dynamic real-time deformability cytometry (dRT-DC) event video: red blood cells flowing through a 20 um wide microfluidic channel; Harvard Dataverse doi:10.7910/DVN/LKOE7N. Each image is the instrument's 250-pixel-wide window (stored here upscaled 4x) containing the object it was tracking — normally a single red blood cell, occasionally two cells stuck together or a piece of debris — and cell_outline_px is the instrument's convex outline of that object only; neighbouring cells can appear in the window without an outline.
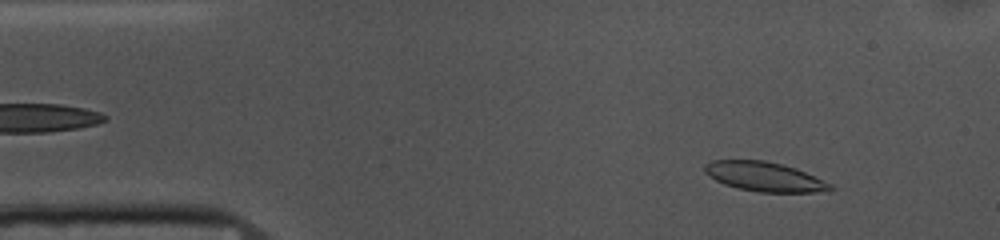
{"species": "common noctule bat (a hibernating species)", "species_latin": "Nyctalus noctula", "temperature_condition": "cold", "stored_images_in_passage": 52, "camera_frame_rate_fps": 3000, "um_per_image_px": 0.085, "animal": {"sex": "female", "body_mass_g": 10.0, "forearm_length_mm": 53.1}, "frame": {"image": 1, "passage_image": 5, "time_ms": 1.333, "image_size_px": [1000, 240], "cell_outline_px": [[836, 188], [812, 192], [760, 192], [740, 188], [724, 184], [708, 176], [704, 172], [704, 164], [712, 160], [764, 160], [796, 168], [832, 184]], "centroid_in_image_um": [64.94, 15.01], "position_along_channel_um": 20.1, "area_um2": 21.33}}
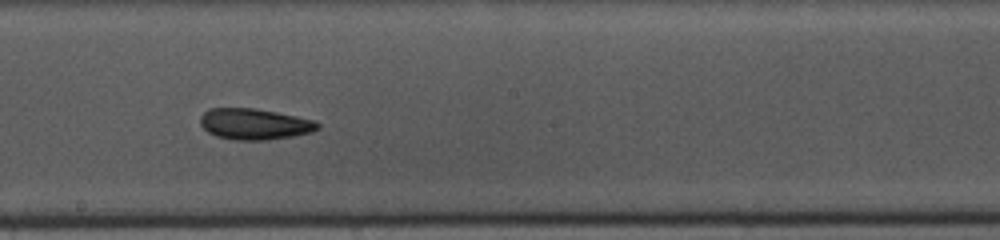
{"frame": {"image": 2, "passage_image": 27, "time_ms": 8.667, "image_size_px": [1000, 240], "cell_outline_px": [[320, 128], [312, 132], [292, 136], [268, 140], [232, 140], [216, 136], [208, 132], [200, 124], [200, 116], [208, 108], [256, 108], [316, 120], [320, 124]], "centroid_in_image_um": [21.64, 10.54], "position_along_channel_um": 226.6, "area_um2": 21.44}}
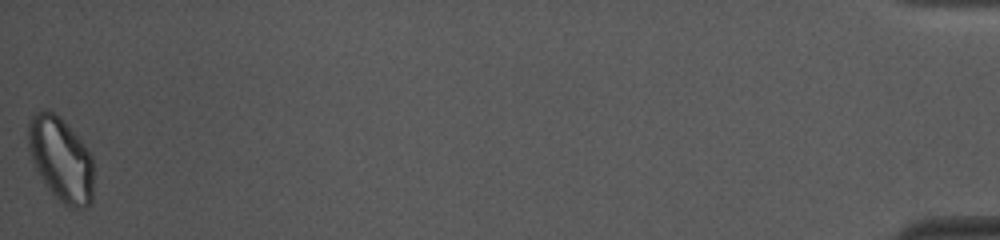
{"frame": {"image": 3, "passage_image": 52, "time_ms": 17.0, "image_size_px": [1000, 240], "cell_outline_px": [[92, 200], [84, 208], [68, 208], [48, 188], [40, 176], [32, 160], [28, 148], [28, 120], [36, 112], [44, 108], [52, 112], [68, 124], [80, 136], [92, 156]], "centroid_in_image_um": [5.18, 13.5], "position_along_channel_um": 430.0, "area_um2": 32.14}, "authors_computed_cell_mechanics": {"area_um2": 21.9351, "velocity_mm_per_s": 3.6862, "shape_relaxation_time_tau1_ms": 11.0142, "shape_relaxation_time_tau2_ms": null, "deformation_change_tau1": 0.1515, "deformation_change_tau2": null}}